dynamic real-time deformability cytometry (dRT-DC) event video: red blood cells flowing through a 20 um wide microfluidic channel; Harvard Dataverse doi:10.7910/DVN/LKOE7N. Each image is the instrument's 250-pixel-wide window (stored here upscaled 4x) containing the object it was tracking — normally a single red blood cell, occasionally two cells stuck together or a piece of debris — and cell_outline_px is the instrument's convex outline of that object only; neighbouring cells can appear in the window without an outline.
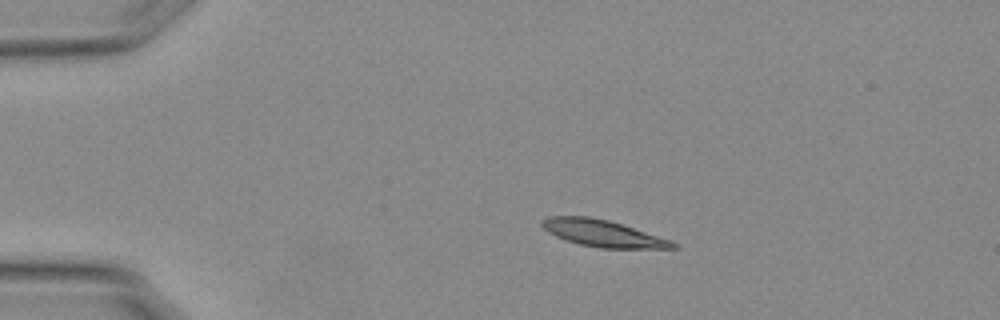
{"species": "Egyptian fruit bat (a non-hibernating species)", "species_latin": "Rousettus aegyptiacus", "temperature_condition": "warm", "stored_images_in_passage": 27, "camera_frame_rate_fps": 3000, "um_per_image_px": 0.085, "animal": {"sex": "female"}, "frame": {"image": 1, "passage_image": 1, "time_ms": 0.0, "image_size_px": [1000, 320], "cell_outline_px": [[680, 248], [600, 248], [580, 244], [564, 240], [548, 232], [540, 224], [544, 220], [552, 216], [588, 216], [608, 220], [672, 240], [680, 244]], "centroid_in_image_um": [51.29, 19.84], "position_along_channel_um": 33.7, "area_um2": 20.29}}
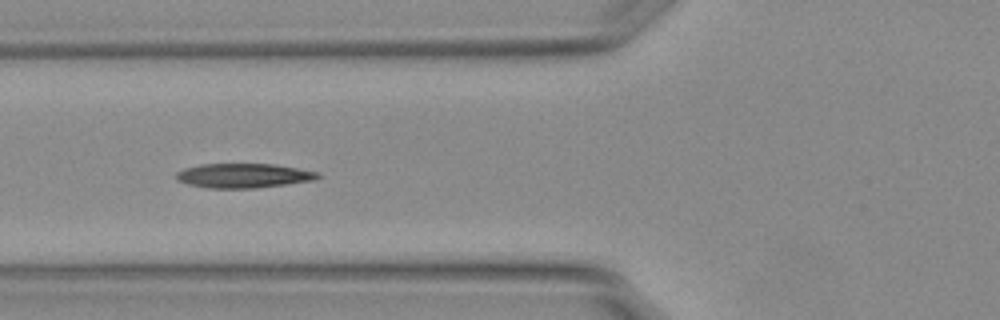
{"frame": {"image": 2, "passage_image": 11, "time_ms": 3.333, "image_size_px": [1000, 320], "cell_outline_px": [[320, 176], [316, 180], [256, 188], [208, 188], [188, 184], [176, 180], [176, 172], [184, 168], [200, 164], [276, 164], [320, 172]], "centroid_in_image_um": [20.71, 14.92], "position_along_channel_um": 105.1, "area_um2": 20.29}}
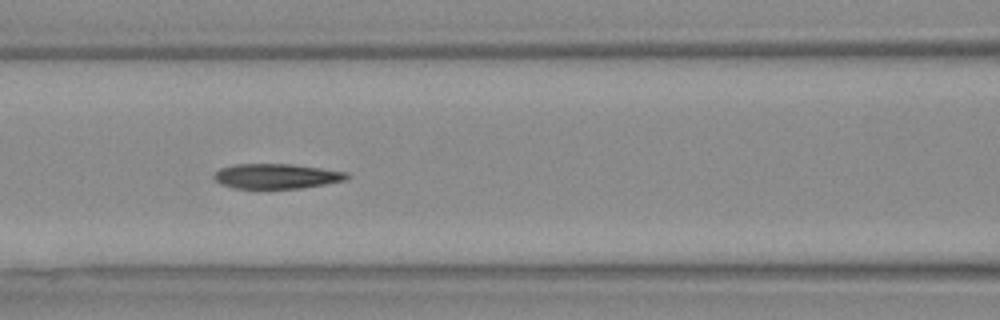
{"frame": {"image": 3, "passage_image": 14, "time_ms": 4.333, "image_size_px": [1000, 320], "cell_outline_px": [[352, 176], [348, 180], [300, 188], [236, 188], [220, 184], [212, 176], [220, 168], [232, 164], [292, 164], [348, 172]], "centroid_in_image_um": [23.53, 14.97], "position_along_channel_um": 143.1, "area_um2": 19.36}}